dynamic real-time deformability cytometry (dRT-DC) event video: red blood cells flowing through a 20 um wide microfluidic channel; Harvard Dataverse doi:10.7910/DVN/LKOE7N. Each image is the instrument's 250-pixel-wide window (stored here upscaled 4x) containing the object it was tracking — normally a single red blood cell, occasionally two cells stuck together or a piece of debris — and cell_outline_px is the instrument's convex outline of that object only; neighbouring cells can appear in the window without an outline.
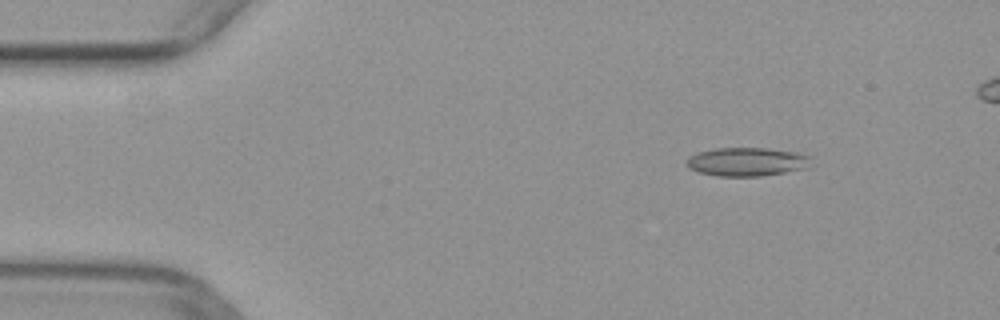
{"species": "common noctule bat (a hibernating species)", "species_latin": "Nyctalus noctula", "temperature_condition": "warm", "stored_images_in_passage": 19, "camera_frame_rate_fps": 3000, "um_per_image_px": 0.085, "animal": {"sex": "female", "body_mass_g": 29.2, "forearm_length_mm": 56.3}, "frame": {"image": 1, "passage_image": 6, "time_ms": 1.667, "image_size_px": [1000, 320], "cell_outline_px": [[808, 168], [760, 176], [716, 176], [700, 172], [688, 168], [688, 156], [696, 152], [716, 148], [764, 148], [796, 152], [808, 156]], "centroid_in_image_um": [63.43, 13.75], "position_along_channel_um": 21.6, "area_um2": 20.52}}
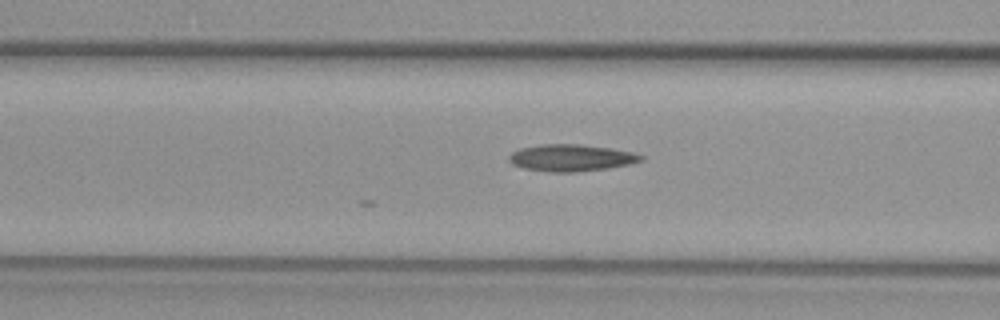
{"frame": {"image": 2, "passage_image": 19, "time_ms": 6.0, "image_size_px": [1000, 320], "cell_outline_px": [[644, 160], [632, 164], [608, 168], [576, 172], [548, 172], [524, 168], [512, 164], [508, 160], [508, 156], [512, 152], [520, 148], [544, 144], [580, 144], [612, 148], [632, 152], [644, 156]], "centroid_in_image_um": [48.57, 13.41], "position_along_channel_um": 118.0, "area_um2": 20.81}}